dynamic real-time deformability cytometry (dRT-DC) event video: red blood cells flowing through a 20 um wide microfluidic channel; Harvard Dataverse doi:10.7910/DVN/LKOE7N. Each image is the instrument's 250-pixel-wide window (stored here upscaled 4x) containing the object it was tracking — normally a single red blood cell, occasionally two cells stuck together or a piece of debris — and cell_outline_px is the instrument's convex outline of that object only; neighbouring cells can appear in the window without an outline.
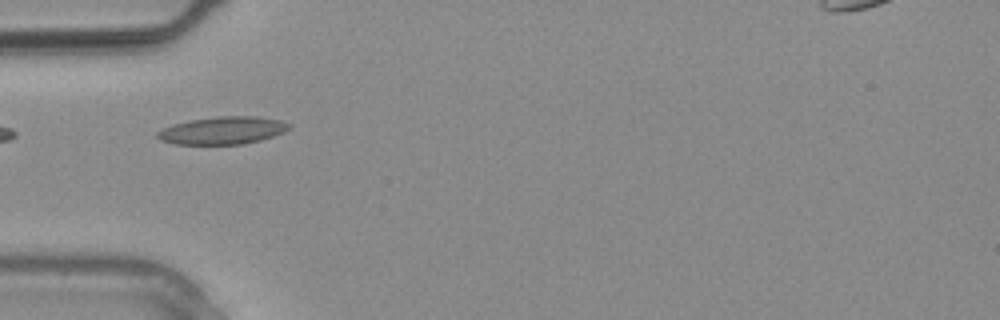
{"species": "common noctule bat (a hibernating species)", "species_latin": "Nyctalus noctula", "temperature_condition": "warm", "stored_images_in_passage": 2, "camera_frame_rate_fps": 3000, "um_per_image_px": 0.085, "animal": {"sex": "male", "body_mass_g": 20.4}, "frame": {"image": 1, "passage_image": 2, "time_ms": 0.333, "image_size_px": [1000, 320], "cell_outline_px": [[292, 128], [284, 132], [260, 140], [240, 144], [176, 144], [160, 140], [156, 136], [156, 132], [172, 124], [192, 120], [220, 116], [256, 116], [280, 120], [292, 124]], "centroid_in_image_um": [18.95, 11.08], "position_along_channel_um": 66.1, "area_um2": 21.1}}